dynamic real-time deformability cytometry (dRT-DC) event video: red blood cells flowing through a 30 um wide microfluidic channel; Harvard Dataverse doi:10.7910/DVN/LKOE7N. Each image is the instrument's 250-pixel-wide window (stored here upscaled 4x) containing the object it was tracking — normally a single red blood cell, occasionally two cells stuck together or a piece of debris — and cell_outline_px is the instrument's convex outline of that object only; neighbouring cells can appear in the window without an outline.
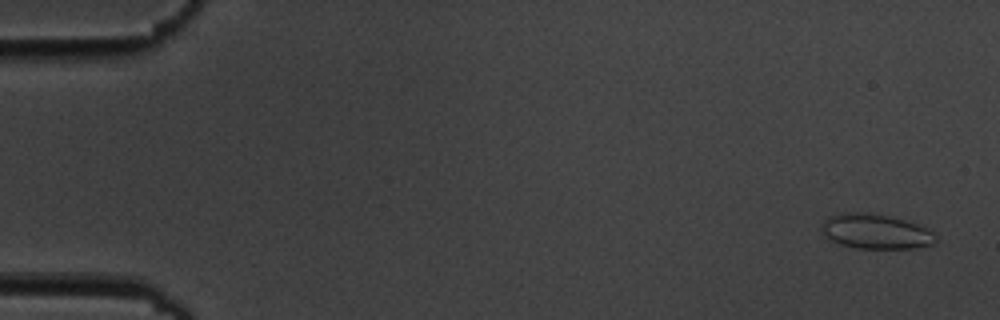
{"species": "common noctule bat (a hibernating species)", "species_latin": "Nyctalus noctula", "temperature_condition": "cold", "stored_images_in_passage": 5, "camera_frame_rate_fps": 3000, "um_per_image_px": 0.085, "animal": {"sex": "male", "body_mass_g": 19.5, "forearm_length_mm": 54.6}, "frame": {"image": 1, "passage_image": 1, "time_ms": 0.0, "image_size_px": [1000, 320], "cell_outline_px": [[936, 240], [932, 244], [916, 248], [856, 248], [840, 244], [824, 236], [820, 228], [824, 220], [832, 216], [844, 212], [860, 212], [892, 216], [928, 228], [936, 236]], "centroid_in_image_um": [74.42, 19.67], "position_along_channel_um": 10.6, "area_um2": 23.06}}
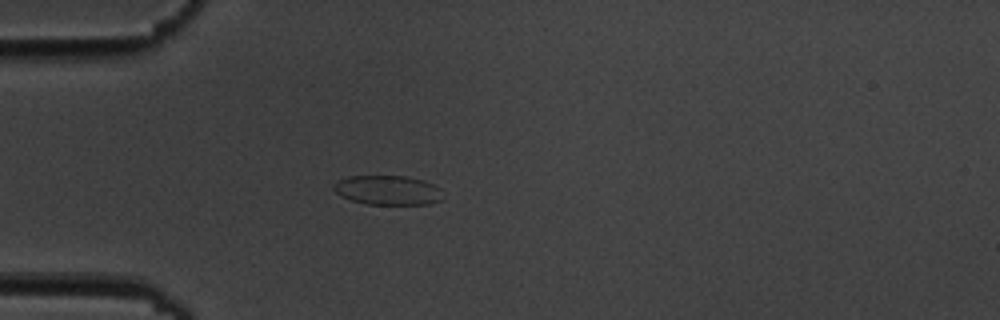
{"frame": {"image": 2, "passage_image": 5, "time_ms": 4.667, "image_size_px": [1000, 320], "cell_outline_px": [[444, 196], [440, 200], [428, 204], [364, 204], [340, 196], [332, 188], [332, 184], [348, 176], [404, 176], [420, 180], [432, 184], [440, 188]], "centroid_in_image_um": [32.94, 16.17], "position_along_channel_um": 52.1, "area_um2": 18.67}}